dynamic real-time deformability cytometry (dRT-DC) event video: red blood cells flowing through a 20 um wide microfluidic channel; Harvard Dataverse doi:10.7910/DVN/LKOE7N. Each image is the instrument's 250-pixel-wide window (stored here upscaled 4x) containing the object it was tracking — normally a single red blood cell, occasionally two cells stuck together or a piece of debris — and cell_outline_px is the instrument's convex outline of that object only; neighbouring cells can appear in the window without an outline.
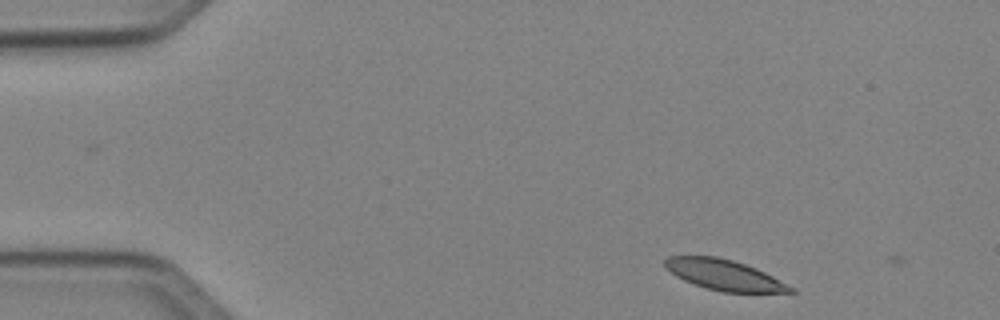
{"species": "Egyptian fruit bat (a non-hibernating species)", "species_latin": "Rousettus aegyptiacus", "temperature_condition": "cold", "stored_images_in_passage": 3, "camera_frame_rate_fps": 3000, "um_per_image_px": 0.085, "animal": {"sex": "female"}, "frame": {"image": 1, "passage_image": 2, "time_ms": 1.333, "image_size_px": [1000, 320], "cell_outline_px": [[796, 292], [724, 292], [708, 288], [684, 280], [676, 276], [664, 268], [664, 260], [668, 256], [716, 256], [732, 260], [756, 268], [796, 288]], "centroid_in_image_um": [61.55, 23.36], "position_along_channel_um": 23.5, "area_um2": 22.14}}